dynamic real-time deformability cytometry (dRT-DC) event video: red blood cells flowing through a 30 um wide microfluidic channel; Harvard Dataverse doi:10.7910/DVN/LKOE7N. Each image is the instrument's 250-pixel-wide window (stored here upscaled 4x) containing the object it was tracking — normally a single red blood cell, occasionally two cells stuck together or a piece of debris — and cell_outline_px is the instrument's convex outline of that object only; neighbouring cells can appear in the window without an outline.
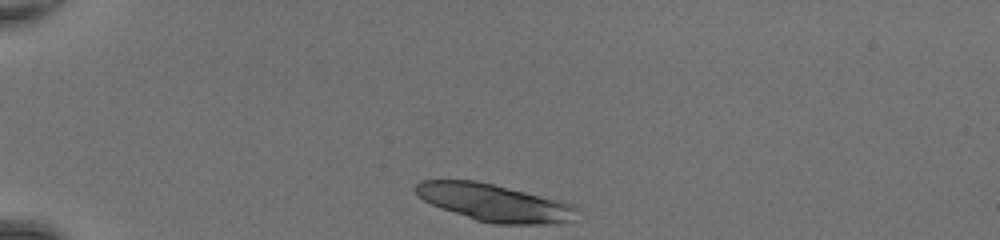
{"species": "common noctule bat (a hibernating species)", "species_latin": "Nyctalus noctula", "temperature_condition": "room temperature", "stored_images_in_passage": 31, "segment_of_instrument_passage": [1, 2], "camera_frame_rate_fps": 3000, "um_per_image_px": 0.085, "animal": {"sex": "female", "body_mass_g": 20.0, "forearm_length_mm": 54.0}, "frame": {"image": 1, "passage_image": 1, "time_ms": 0.0, "image_size_px": [1000, 240], "cell_outline_px": [[576, 208], [572, 220], [564, 224], [496, 224], [476, 220], [432, 204], [424, 200], [412, 188], [420, 180], [476, 180], [572, 204]], "centroid_in_image_um": [41.99, 17.23], "position_along_channel_um": 43.0, "area_um2": 34.45}}